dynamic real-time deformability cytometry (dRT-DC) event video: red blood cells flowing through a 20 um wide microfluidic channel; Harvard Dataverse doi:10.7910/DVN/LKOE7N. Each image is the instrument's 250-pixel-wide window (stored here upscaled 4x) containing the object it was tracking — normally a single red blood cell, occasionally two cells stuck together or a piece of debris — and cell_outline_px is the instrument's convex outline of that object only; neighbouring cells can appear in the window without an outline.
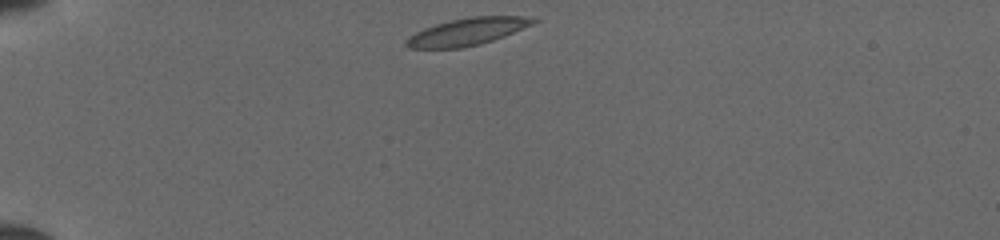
{"species": "common noctule bat (a hibernating species)", "species_latin": "Nyctalus noctula", "temperature_condition": "cold", "stored_images_in_passage": 38, "camera_frame_rate_fps": 3000, "um_per_image_px": 0.085, "animal": {"sex": "female", "body_mass_g": 19.5, "forearm_length_mm": 54.1}, "frame": {"image": 1, "passage_image": 1, "time_ms": 0.0, "image_size_px": [1000, 240], "cell_outline_px": [[540, 20], [532, 24], [504, 36], [480, 44], [460, 48], [408, 48], [404, 44], [404, 40], [416, 32], [424, 28], [436, 24], [452, 20], [472, 16], [524, 16]], "centroid_in_image_um": [39.69, 2.69], "position_along_channel_um": 45.3, "area_um2": 19.94}}
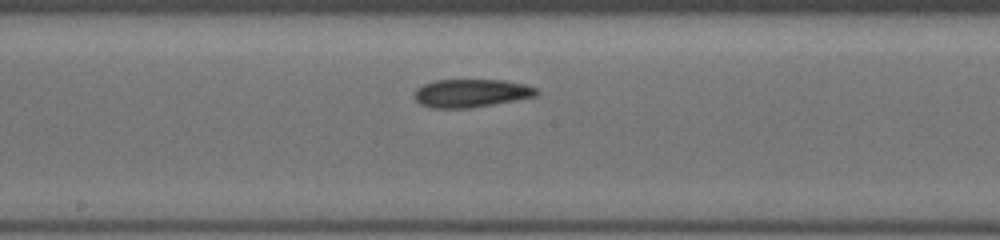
{"frame": {"image": 2, "passage_image": 16, "time_ms": 5.0, "image_size_px": [1000, 240], "cell_outline_px": [[540, 92], [536, 96], [516, 100], [468, 108], [432, 108], [420, 104], [412, 96], [416, 88], [424, 84], [436, 80], [504, 80], [524, 84], [536, 88]], "centroid_in_image_um": [40.02, 7.92], "position_along_channel_um": 208.2, "area_um2": 20.06}}
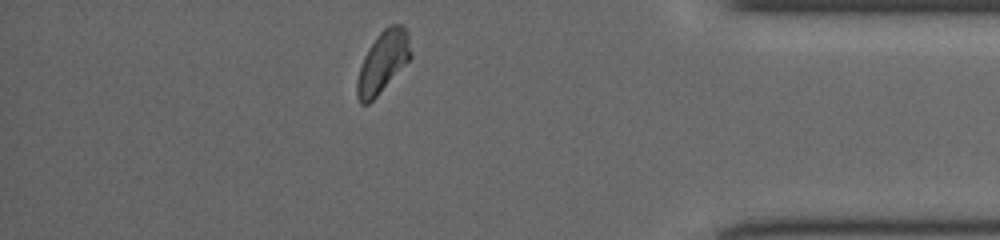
{"frame": {"image": 3, "passage_image": 32, "time_ms": 10.333, "image_size_px": [1000, 240], "cell_outline_px": [[412, 56], [376, 96], [368, 104], [360, 104], [356, 96], [356, 80], [364, 56], [368, 48], [376, 36], [388, 24], [404, 24], [408, 32], [412, 52]], "centroid_in_image_um": [32.54, 5.22], "position_along_channel_um": 402.7, "area_um2": 19.19}}